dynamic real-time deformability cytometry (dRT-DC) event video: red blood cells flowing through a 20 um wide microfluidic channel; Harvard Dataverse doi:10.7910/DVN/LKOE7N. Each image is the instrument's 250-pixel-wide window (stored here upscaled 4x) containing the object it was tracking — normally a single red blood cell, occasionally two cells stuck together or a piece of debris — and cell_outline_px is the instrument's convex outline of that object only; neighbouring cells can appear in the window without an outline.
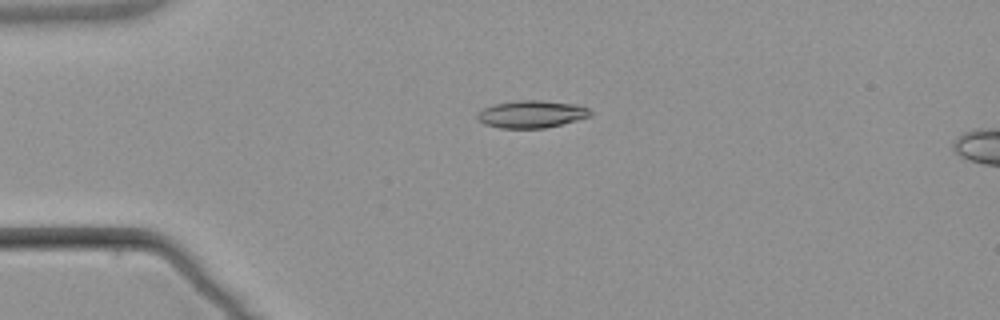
{"species": "common noctule bat (a hibernating species)", "species_latin": "Nyctalus noctula", "temperature_condition": "warm", "stored_images_in_passage": 5, "camera_frame_rate_fps": 3000, "um_per_image_px": 0.085, "animal": {"sex": "male", "body_mass_g": 21.5, "forearm_length_mm": 52.0}, "frame": {"image": 1, "passage_image": 4, "time_ms": 3.667, "image_size_px": [1000, 320], "cell_outline_px": [[592, 116], [544, 128], [500, 128], [484, 124], [476, 116], [484, 108], [496, 104], [516, 100], [544, 100], [576, 104], [588, 108], [592, 112]], "centroid_in_image_um": [45.21, 9.69], "position_along_channel_um": 39.8, "area_um2": 17.92}}